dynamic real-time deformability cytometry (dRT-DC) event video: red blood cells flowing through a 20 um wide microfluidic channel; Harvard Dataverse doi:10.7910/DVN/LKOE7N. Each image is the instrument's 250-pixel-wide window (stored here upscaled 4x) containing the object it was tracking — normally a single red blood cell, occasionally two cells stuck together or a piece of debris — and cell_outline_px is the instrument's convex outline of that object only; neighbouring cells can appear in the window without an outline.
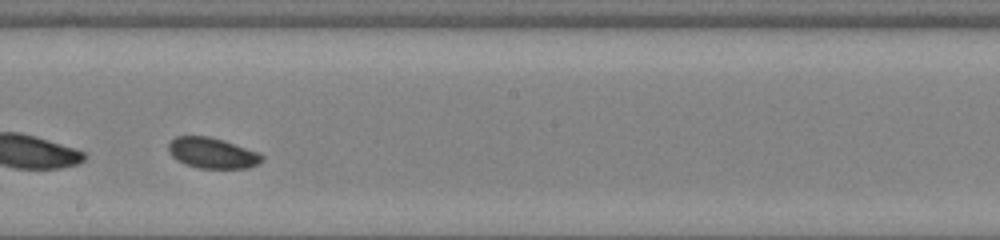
{"species": "common noctule bat (a hibernating species)", "species_latin": "Nyctalus noctula", "temperature_condition": "room temperature", "stored_images_in_passage": 39, "camera_frame_rate_fps": 3000, "um_per_image_px": 0.085, "animal": {"sex": "female", "body_mass_g": 22.0, "forearm_length_mm": 56.7}, "frame": {"image": 1, "passage_image": 17, "time_ms": 5.333, "image_size_px": [1000, 240], "cell_outline_px": [[264, 160], [260, 164], [248, 168], [200, 168], [184, 164], [176, 160], [168, 152], [168, 144], [176, 136], [208, 136], [224, 140], [260, 152], [264, 156]], "centroid_in_image_um": [18.08, 13.01], "position_along_channel_um": 230.1, "area_um2": 16.99}}
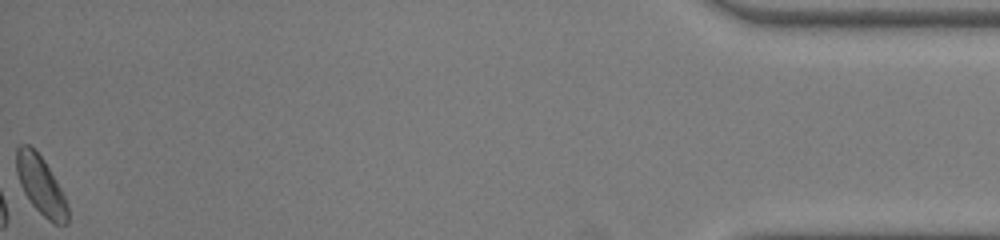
{"frame": {"image": 2, "passage_image": 39, "time_ms": 12.667, "image_size_px": [1000, 240], "cell_outline_px": [[68, 224], [56, 224], [48, 220], [32, 204], [24, 192], [20, 184], [16, 172], [16, 148], [20, 144], [28, 144], [44, 160], [56, 180], [68, 204]], "centroid_in_image_um": [3.46, 15.75], "position_along_channel_um": 431.7, "area_um2": 17.28}, "authors_computed_cell_mechanics": {"area_um2": 16.9932, "velocity_mm_per_s": 3.8216, "shape_relaxation_time_tau1_ms": 2.8649, "shape_relaxation_time_tau2_ms": null, "deformation_change_tau1": 0.0512, "deformation_change_tau2": null}}